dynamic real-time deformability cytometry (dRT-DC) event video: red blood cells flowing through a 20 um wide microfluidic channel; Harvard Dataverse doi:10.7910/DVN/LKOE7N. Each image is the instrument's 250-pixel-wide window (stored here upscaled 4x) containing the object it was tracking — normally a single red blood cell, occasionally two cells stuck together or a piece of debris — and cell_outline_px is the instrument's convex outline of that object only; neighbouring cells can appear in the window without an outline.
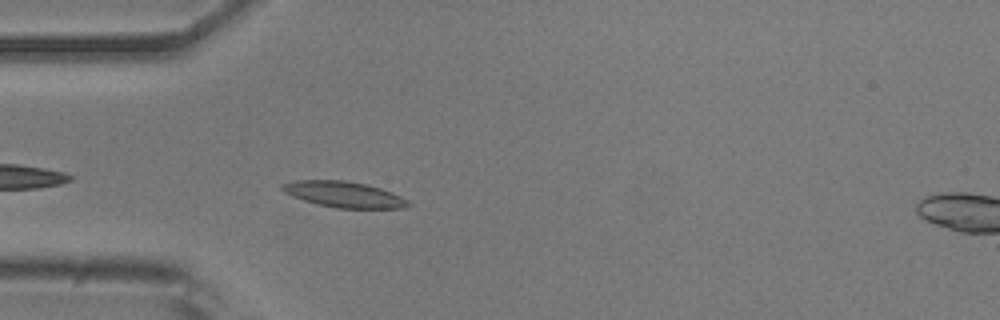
{"species": "common noctule bat (a hibernating species)", "species_latin": "Nyctalus noctula", "temperature_condition": "room temperature", "stored_images_in_passage": 37, "camera_frame_rate_fps": 3000, "um_per_image_px": 0.085, "animal": {"sex": "male", "body_mass_g": 20.5, "forearm_length_mm": 52.5}, "frame": {"image": 1, "passage_image": 4, "time_ms": 1.0, "image_size_px": [1000, 320], "cell_outline_px": [[412, 204], [404, 208], [336, 208], [316, 204], [292, 196], [284, 192], [280, 188], [280, 184], [296, 180], [344, 180], [368, 184], [392, 192], [408, 200]], "centroid_in_image_um": [29.22, 16.52], "position_along_channel_um": 55.8, "area_um2": 19.13}}
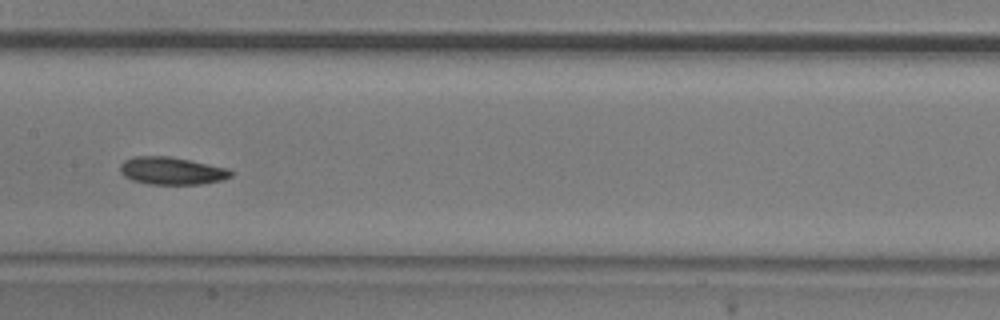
{"frame": {"image": 2, "passage_image": 15, "time_ms": 4.667, "image_size_px": [1000, 320], "cell_outline_px": [[232, 176], [224, 180], [204, 184], [148, 184], [132, 180], [124, 176], [120, 172], [120, 164], [124, 160], [132, 156], [168, 156], [228, 168], [232, 172]], "centroid_in_image_um": [14.59, 14.52], "position_along_channel_um": 192.8, "area_um2": 17.86}}
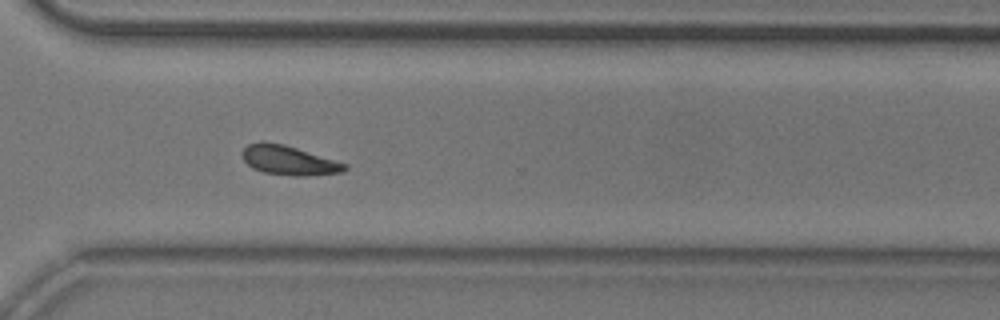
{"frame": {"image": 3, "passage_image": 27, "time_ms": 8.667, "image_size_px": [1000, 320], "cell_outline_px": [[348, 168], [340, 172], [308, 176], [296, 176], [264, 172], [252, 168], [244, 160], [240, 152], [248, 144], [284, 144], [348, 164]], "centroid_in_image_um": [24.58, 13.66], "position_along_channel_um": 346.0, "area_um2": 17.05}, "authors_computed_cell_mechanics": {"area_um2": 17.629, "velocity_mm_per_s": 3.846, "shape_relaxation_time_tau1_ms": 4.2019, "shape_relaxation_time_tau2_ms": 4.9675, "deformation_change_tau1": 0.1034, "deformation_change_tau2": 0.1098}}